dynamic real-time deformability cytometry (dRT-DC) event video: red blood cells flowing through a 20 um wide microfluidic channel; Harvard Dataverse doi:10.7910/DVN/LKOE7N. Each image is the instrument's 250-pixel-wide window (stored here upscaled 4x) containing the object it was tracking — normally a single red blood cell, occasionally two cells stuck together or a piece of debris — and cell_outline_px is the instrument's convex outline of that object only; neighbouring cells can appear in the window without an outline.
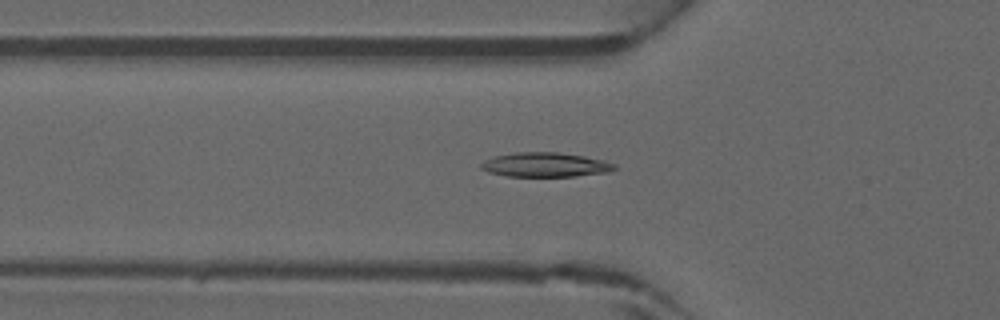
{"species": "common noctule bat (a hibernating species)", "species_latin": "Nyctalus noctula", "temperature_condition": "warm", "stored_images_in_passage": 40, "camera_frame_rate_fps": 3000, "um_per_image_px": 0.085, "animal": {"sex": "male", "forearm_length_mm": 52.5}, "frame": {"image": 1, "passage_image": 16, "time_ms": 5.0, "image_size_px": [1000, 320], "cell_outline_px": [[616, 168], [608, 172], [576, 176], [508, 176], [488, 172], [480, 168], [480, 164], [484, 160], [492, 156], [516, 152], [556, 152], [584, 156], [604, 160], [616, 164]], "centroid_in_image_um": [46.33, 14.0], "position_along_channel_um": 79.5, "area_um2": 19.02}}
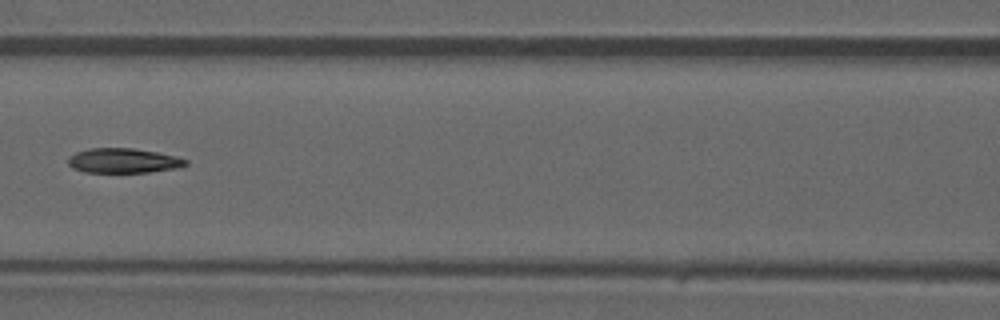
{"frame": {"image": 2, "passage_image": 21, "time_ms": 6.667, "image_size_px": [1000, 320], "cell_outline_px": [[188, 164], [180, 168], [148, 172], [84, 172], [72, 168], [68, 164], [68, 156], [76, 152], [88, 148], [132, 148], [156, 152], [176, 156], [188, 160]], "centroid_in_image_um": [10.48, 13.65], "position_along_channel_um": 156.1, "area_um2": 17.05}}
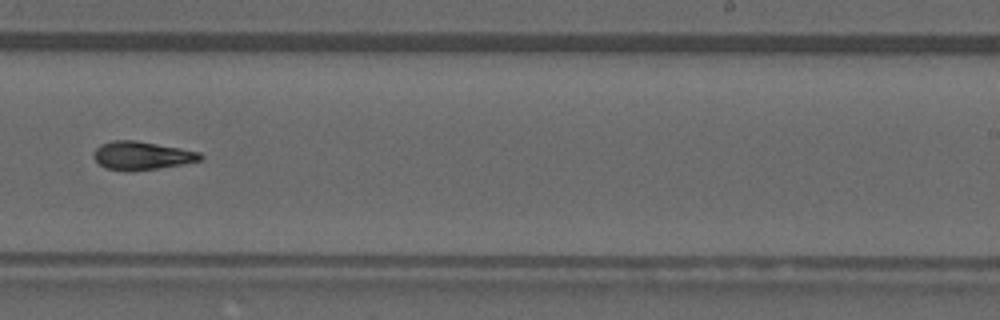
{"frame": {"image": 3, "passage_image": 29, "time_ms": 9.333, "image_size_px": [1000, 320], "cell_outline_px": [[204, 156], [200, 160], [160, 168], [128, 172], [124, 172], [104, 168], [92, 156], [96, 148], [100, 144], [112, 140], [136, 140], [180, 148], [200, 152]], "centroid_in_image_um": [12.01, 13.23], "position_along_channel_um": 277.0, "area_um2": 17.74}}